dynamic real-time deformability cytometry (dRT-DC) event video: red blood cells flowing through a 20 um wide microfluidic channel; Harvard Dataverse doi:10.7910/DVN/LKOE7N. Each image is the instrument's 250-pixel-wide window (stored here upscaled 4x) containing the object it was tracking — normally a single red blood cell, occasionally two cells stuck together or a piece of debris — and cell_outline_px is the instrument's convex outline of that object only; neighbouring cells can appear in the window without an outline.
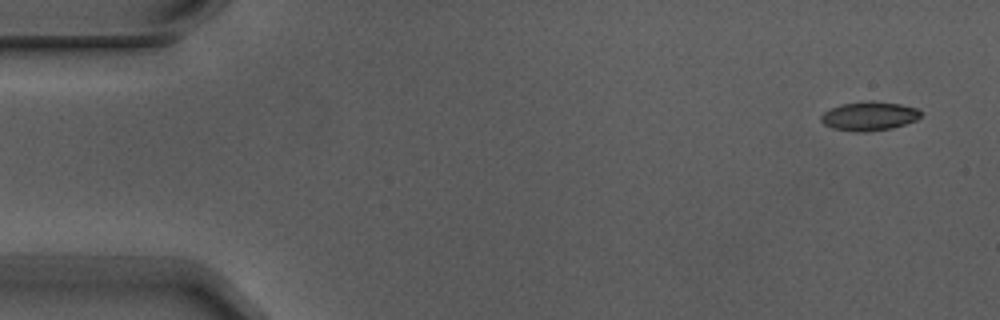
{"species": "Egyptian fruit bat (a non-hibernating species)", "species_latin": "Rousettus aegyptiacus", "temperature_condition": "warm", "stored_images_in_passage": 4, "camera_frame_rate_fps": 3000, "um_per_image_px": 0.085, "animal": {"sex": "male"}, "frame": {"image": 1, "passage_image": 1, "time_ms": 0.0, "image_size_px": [1000, 320], "cell_outline_px": [[920, 116], [916, 120], [892, 128], [864, 132], [852, 132], [832, 128], [824, 124], [820, 120], [820, 116], [824, 112], [840, 104], [868, 100], [872, 100], [900, 104], [916, 108], [920, 112]], "centroid_in_image_um": [73.84, 9.86], "position_along_channel_um": 11.2, "area_um2": 16.88}}
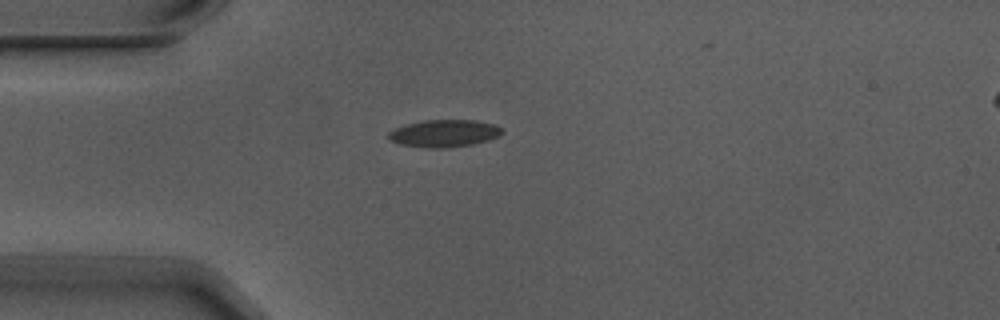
{"frame": {"image": 2, "passage_image": 4, "time_ms": 1.0, "image_size_px": [1000, 320], "cell_outline_px": [[504, 132], [500, 136], [488, 140], [472, 144], [448, 148], [428, 148], [400, 144], [388, 140], [388, 132], [396, 128], [408, 124], [428, 120], [476, 120], [496, 124]], "centroid_in_image_um": [37.78, 11.34], "position_along_channel_um": 47.2, "area_um2": 18.09}}